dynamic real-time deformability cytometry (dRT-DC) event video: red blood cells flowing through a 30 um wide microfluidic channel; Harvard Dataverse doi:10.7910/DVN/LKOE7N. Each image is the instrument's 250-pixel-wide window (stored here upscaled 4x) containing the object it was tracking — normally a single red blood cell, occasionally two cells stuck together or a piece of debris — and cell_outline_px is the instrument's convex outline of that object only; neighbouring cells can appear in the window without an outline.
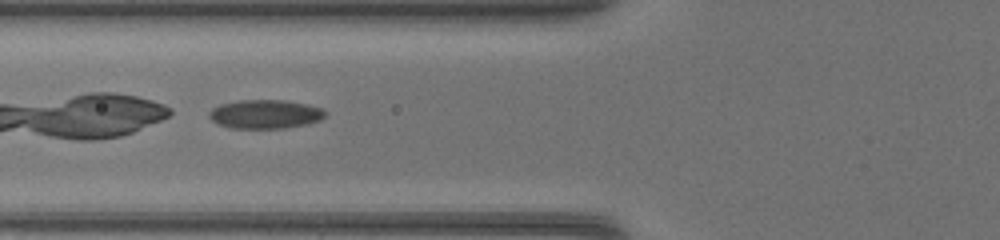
{"species": "common noctule bat (a hibernating species)", "species_latin": "Nyctalus noctula", "temperature_condition": "warm", "stored_images_in_passage": 30, "camera_frame_rate_fps": 3000, "um_per_image_px": 0.085, "animal": {"sex": "female", "body_mass_g": 17.0, "forearm_length_mm": 48.0}, "frame": {"image": 1, "passage_image": 5, "time_ms": 1.333, "image_size_px": [1000, 240], "cell_outline_px": [[328, 112], [320, 120], [308, 124], [284, 128], [232, 128], [216, 124], [208, 116], [208, 112], [212, 108], [220, 104], [240, 100], [284, 100], [324, 108]], "centroid_in_image_um": [22.53, 9.7], "position_along_channel_um": 103.3, "area_um2": 19.65}}
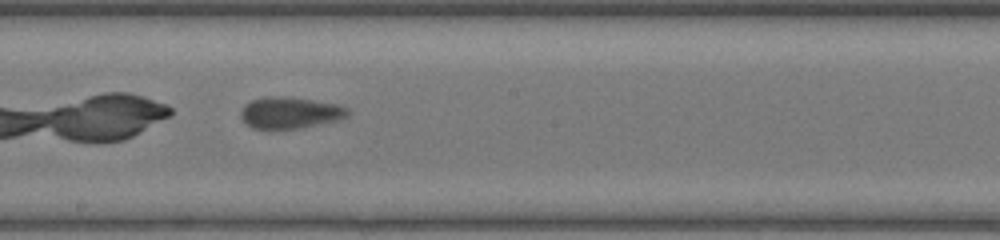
{"frame": {"image": 2, "passage_image": 13, "time_ms": 4.0, "image_size_px": [1000, 240], "cell_outline_px": [[348, 116], [340, 120], [300, 128], [252, 128], [244, 124], [240, 116], [240, 112], [244, 104], [252, 100], [268, 96], [280, 96], [308, 100], [332, 104], [344, 108], [348, 112]], "centroid_in_image_um": [24.56, 9.6], "position_along_channel_um": 223.6, "area_um2": 19.25}}
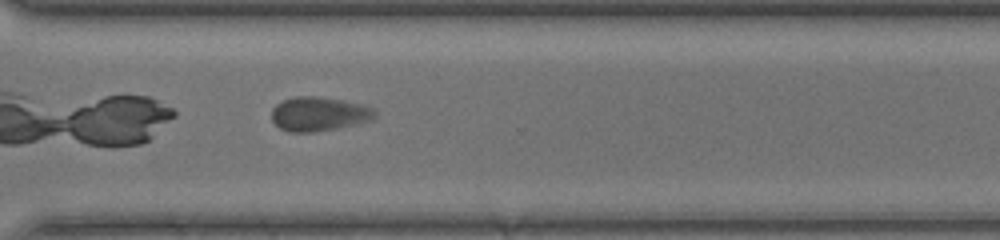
{"frame": {"image": 3, "passage_image": 21, "time_ms": 6.667, "image_size_px": [1000, 240], "cell_outline_px": [[376, 116], [372, 120], [356, 124], [336, 128], [312, 132], [288, 132], [280, 128], [272, 120], [272, 108], [276, 104], [284, 100], [296, 96], [312, 96], [340, 100], [360, 104], [372, 108], [376, 112]], "centroid_in_image_um": [27.09, 9.69], "position_along_channel_um": 343.5, "area_um2": 20.35}}